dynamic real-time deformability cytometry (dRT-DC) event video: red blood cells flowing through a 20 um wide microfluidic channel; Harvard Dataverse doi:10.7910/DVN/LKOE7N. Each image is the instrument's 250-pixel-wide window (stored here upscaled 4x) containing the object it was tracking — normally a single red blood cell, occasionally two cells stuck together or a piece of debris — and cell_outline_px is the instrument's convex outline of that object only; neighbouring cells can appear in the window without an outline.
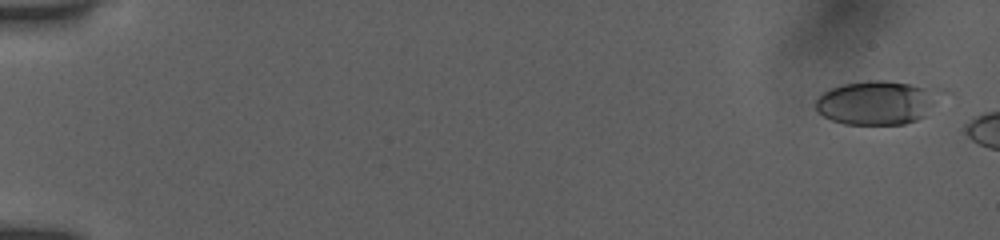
{"species": "human", "species_latin": "Homo sapiens", "temperature_condition": "room temperature", "stored_images_in_passage": 13, "camera_frame_rate_fps": 3000, "um_per_image_px": 0.085, "donor": {"sex": "female"}, "frame": {"image": 1, "passage_image": 2, "time_ms": 0.333, "image_size_px": [1000, 240], "cell_outline_px": [[944, 88], [924, 116], [916, 120], [904, 124], [844, 124], [832, 120], [816, 112], [816, 100], [824, 92], [840, 84], [868, 80], [884, 80]], "centroid_in_image_um": [74.53, 8.7], "position_along_channel_um": 10.5, "area_um2": 31.91}}